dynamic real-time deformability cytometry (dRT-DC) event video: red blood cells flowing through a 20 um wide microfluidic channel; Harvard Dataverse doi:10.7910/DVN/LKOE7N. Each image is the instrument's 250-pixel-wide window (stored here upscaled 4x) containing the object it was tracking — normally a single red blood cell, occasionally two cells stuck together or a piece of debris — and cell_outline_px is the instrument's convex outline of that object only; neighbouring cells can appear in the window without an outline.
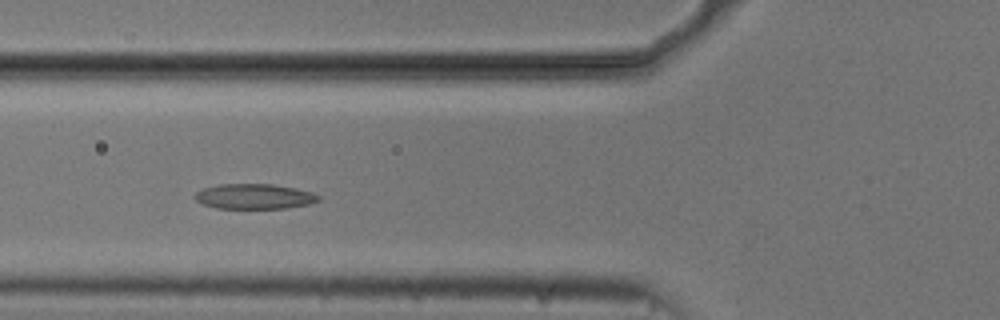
{"species": "common noctule bat (a hibernating species)", "species_latin": "Nyctalus noctula", "temperature_condition": "cold", "stored_images_in_passage": 33, "camera_frame_rate_fps": 3000, "um_per_image_px": 0.085, "animal": {"sex": "male", "body_mass_g": 20.5, "forearm_length_mm": 52.5}, "frame": {"image": 1, "passage_image": 6, "time_ms": 1.667, "image_size_px": [1000, 320], "cell_outline_px": [[320, 200], [308, 204], [288, 208], [216, 208], [204, 204], [196, 200], [192, 196], [196, 192], [204, 188], [220, 184], [272, 184], [296, 188], [312, 192], [320, 196]], "centroid_in_image_um": [21.62, 16.69], "position_along_channel_um": 104.2, "area_um2": 18.09}}
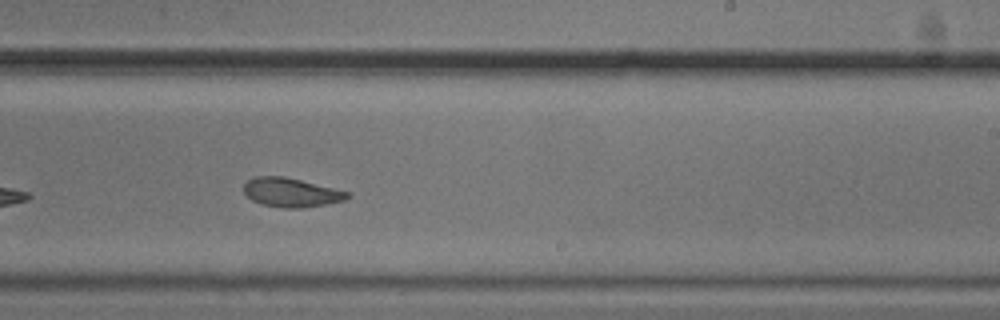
{"frame": {"image": 2, "passage_image": 19, "time_ms": 6.0, "image_size_px": [1000, 320], "cell_outline_px": [[352, 196], [344, 200], [324, 204], [300, 208], [284, 208], [264, 204], [252, 200], [244, 192], [244, 184], [248, 180], [256, 176], [284, 176], [348, 192]], "centroid_in_image_um": [24.73, 16.35], "position_along_channel_um": 264.3, "area_um2": 17.17}}
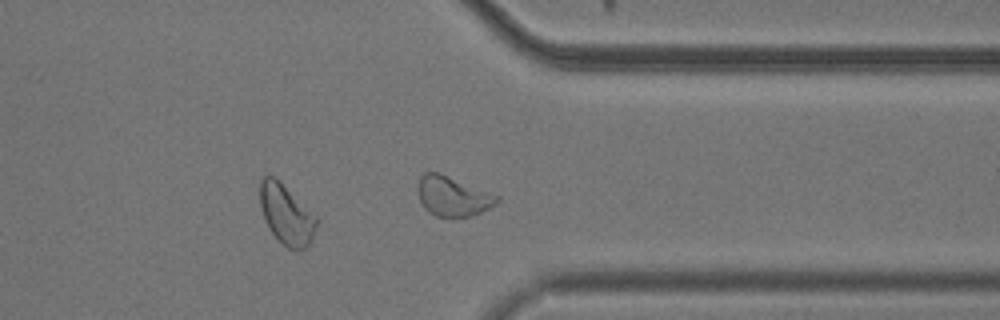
{"frame": {"image": 3, "passage_image": 28, "time_ms": 9.0, "image_size_px": [1000, 320], "cell_outline_px": [[320, 220], [312, 240], [304, 248], [288, 248], [272, 232], [264, 216], [260, 204], [260, 180], [264, 176], [276, 176]], "centroid_in_image_um": [24.37, 18.18], "position_along_channel_um": 387.0, "area_um2": 19.48}, "authors_computed_cell_mechanics": {"area_um2": 17.6868, "velocity_mm_per_s": 3.6912, "shape_relaxation_time_tau1_ms": 4.9497, "shape_relaxation_time_tau2_ms": 3.0131, "deformation_change_tau1": 0.1294, "deformation_change_tau2": 0.0775}}